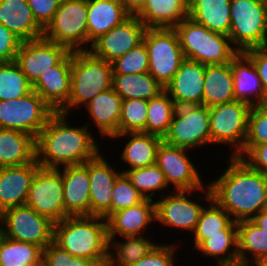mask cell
I'll return each mask as SVG.
<instances>
[{"instance_id": "cell-1", "label": "cell", "mask_w": 267, "mask_h": 266, "mask_svg": "<svg viewBox=\"0 0 267 266\" xmlns=\"http://www.w3.org/2000/svg\"><path fill=\"white\" fill-rule=\"evenodd\" d=\"M226 171L209 184L212 199L235 222L251 220L267 199V175L251 168L242 158L230 157Z\"/></svg>"}, {"instance_id": "cell-2", "label": "cell", "mask_w": 267, "mask_h": 266, "mask_svg": "<svg viewBox=\"0 0 267 266\" xmlns=\"http://www.w3.org/2000/svg\"><path fill=\"white\" fill-rule=\"evenodd\" d=\"M68 115L55 112L35 140L36 160L42 168L80 165L95 158L100 146L88 129L69 125Z\"/></svg>"}, {"instance_id": "cell-3", "label": "cell", "mask_w": 267, "mask_h": 266, "mask_svg": "<svg viewBox=\"0 0 267 266\" xmlns=\"http://www.w3.org/2000/svg\"><path fill=\"white\" fill-rule=\"evenodd\" d=\"M53 242L72 256L106 266L108 260L107 221L97 216H68L53 226Z\"/></svg>"}, {"instance_id": "cell-4", "label": "cell", "mask_w": 267, "mask_h": 266, "mask_svg": "<svg viewBox=\"0 0 267 266\" xmlns=\"http://www.w3.org/2000/svg\"><path fill=\"white\" fill-rule=\"evenodd\" d=\"M112 64L89 50L72 51L71 86L67 105L60 113L86 106L95 96L112 88Z\"/></svg>"}, {"instance_id": "cell-5", "label": "cell", "mask_w": 267, "mask_h": 266, "mask_svg": "<svg viewBox=\"0 0 267 266\" xmlns=\"http://www.w3.org/2000/svg\"><path fill=\"white\" fill-rule=\"evenodd\" d=\"M174 30L186 59L204 65L225 64L238 53L227 35L211 31L189 17Z\"/></svg>"}, {"instance_id": "cell-6", "label": "cell", "mask_w": 267, "mask_h": 266, "mask_svg": "<svg viewBox=\"0 0 267 266\" xmlns=\"http://www.w3.org/2000/svg\"><path fill=\"white\" fill-rule=\"evenodd\" d=\"M228 37L238 52L267 46V0H230Z\"/></svg>"}, {"instance_id": "cell-7", "label": "cell", "mask_w": 267, "mask_h": 266, "mask_svg": "<svg viewBox=\"0 0 267 266\" xmlns=\"http://www.w3.org/2000/svg\"><path fill=\"white\" fill-rule=\"evenodd\" d=\"M43 37L70 51L89 50L84 48L88 45L87 0H61Z\"/></svg>"}, {"instance_id": "cell-8", "label": "cell", "mask_w": 267, "mask_h": 266, "mask_svg": "<svg viewBox=\"0 0 267 266\" xmlns=\"http://www.w3.org/2000/svg\"><path fill=\"white\" fill-rule=\"evenodd\" d=\"M149 59L148 73L164 88L185 59L174 28H147L143 37Z\"/></svg>"}, {"instance_id": "cell-9", "label": "cell", "mask_w": 267, "mask_h": 266, "mask_svg": "<svg viewBox=\"0 0 267 266\" xmlns=\"http://www.w3.org/2000/svg\"><path fill=\"white\" fill-rule=\"evenodd\" d=\"M53 109L33 90L12 100H0V128L17 130L35 140L54 114Z\"/></svg>"}, {"instance_id": "cell-10", "label": "cell", "mask_w": 267, "mask_h": 266, "mask_svg": "<svg viewBox=\"0 0 267 266\" xmlns=\"http://www.w3.org/2000/svg\"><path fill=\"white\" fill-rule=\"evenodd\" d=\"M251 107L237 100L209 107L211 144L231 145L236 156L244 146Z\"/></svg>"}, {"instance_id": "cell-11", "label": "cell", "mask_w": 267, "mask_h": 266, "mask_svg": "<svg viewBox=\"0 0 267 266\" xmlns=\"http://www.w3.org/2000/svg\"><path fill=\"white\" fill-rule=\"evenodd\" d=\"M163 141L188 150L211 144L209 107L205 105L176 107Z\"/></svg>"}, {"instance_id": "cell-12", "label": "cell", "mask_w": 267, "mask_h": 266, "mask_svg": "<svg viewBox=\"0 0 267 266\" xmlns=\"http://www.w3.org/2000/svg\"><path fill=\"white\" fill-rule=\"evenodd\" d=\"M0 224V233L12 240L33 243L42 249L53 241L54 223L27 205L3 211Z\"/></svg>"}, {"instance_id": "cell-13", "label": "cell", "mask_w": 267, "mask_h": 266, "mask_svg": "<svg viewBox=\"0 0 267 266\" xmlns=\"http://www.w3.org/2000/svg\"><path fill=\"white\" fill-rule=\"evenodd\" d=\"M25 205L54 224L67 218L62 173L56 168L40 167L30 184Z\"/></svg>"}, {"instance_id": "cell-14", "label": "cell", "mask_w": 267, "mask_h": 266, "mask_svg": "<svg viewBox=\"0 0 267 266\" xmlns=\"http://www.w3.org/2000/svg\"><path fill=\"white\" fill-rule=\"evenodd\" d=\"M195 191L205 192V187L198 190H176L175 193L170 192L168 195L162 194L161 198L158 197V201L155 202V222L171 229L193 233L205 207V204H199L197 200L191 199L190 195Z\"/></svg>"}, {"instance_id": "cell-15", "label": "cell", "mask_w": 267, "mask_h": 266, "mask_svg": "<svg viewBox=\"0 0 267 266\" xmlns=\"http://www.w3.org/2000/svg\"><path fill=\"white\" fill-rule=\"evenodd\" d=\"M186 152L190 150L169 145L164 141L158 147L156 164L164 173L167 185L173 187V191L198 190L205 187L201 174L199 175Z\"/></svg>"}, {"instance_id": "cell-16", "label": "cell", "mask_w": 267, "mask_h": 266, "mask_svg": "<svg viewBox=\"0 0 267 266\" xmlns=\"http://www.w3.org/2000/svg\"><path fill=\"white\" fill-rule=\"evenodd\" d=\"M71 51L44 37L22 41L15 62L33 85L42 73L58 65Z\"/></svg>"}, {"instance_id": "cell-17", "label": "cell", "mask_w": 267, "mask_h": 266, "mask_svg": "<svg viewBox=\"0 0 267 266\" xmlns=\"http://www.w3.org/2000/svg\"><path fill=\"white\" fill-rule=\"evenodd\" d=\"M146 29L147 27L137 16H130L123 23L96 39L89 51L95 57L112 63L142 43Z\"/></svg>"}, {"instance_id": "cell-18", "label": "cell", "mask_w": 267, "mask_h": 266, "mask_svg": "<svg viewBox=\"0 0 267 266\" xmlns=\"http://www.w3.org/2000/svg\"><path fill=\"white\" fill-rule=\"evenodd\" d=\"M100 152L88 161L90 179V216L107 219L111 215L112 190L122 173L108 163Z\"/></svg>"}, {"instance_id": "cell-19", "label": "cell", "mask_w": 267, "mask_h": 266, "mask_svg": "<svg viewBox=\"0 0 267 266\" xmlns=\"http://www.w3.org/2000/svg\"><path fill=\"white\" fill-rule=\"evenodd\" d=\"M205 65L184 59L165 91L176 107L203 105Z\"/></svg>"}, {"instance_id": "cell-20", "label": "cell", "mask_w": 267, "mask_h": 266, "mask_svg": "<svg viewBox=\"0 0 267 266\" xmlns=\"http://www.w3.org/2000/svg\"><path fill=\"white\" fill-rule=\"evenodd\" d=\"M72 51L58 64L42 73L32 89L53 109L60 112L68 103L71 86Z\"/></svg>"}, {"instance_id": "cell-21", "label": "cell", "mask_w": 267, "mask_h": 266, "mask_svg": "<svg viewBox=\"0 0 267 266\" xmlns=\"http://www.w3.org/2000/svg\"><path fill=\"white\" fill-rule=\"evenodd\" d=\"M57 168L62 173L65 213L68 216L90 215V179L88 161Z\"/></svg>"}, {"instance_id": "cell-22", "label": "cell", "mask_w": 267, "mask_h": 266, "mask_svg": "<svg viewBox=\"0 0 267 266\" xmlns=\"http://www.w3.org/2000/svg\"><path fill=\"white\" fill-rule=\"evenodd\" d=\"M39 168L36 159L25 165L0 168V214L25 205L30 184Z\"/></svg>"}, {"instance_id": "cell-23", "label": "cell", "mask_w": 267, "mask_h": 266, "mask_svg": "<svg viewBox=\"0 0 267 266\" xmlns=\"http://www.w3.org/2000/svg\"><path fill=\"white\" fill-rule=\"evenodd\" d=\"M155 201L156 197L145 198L137 205L112 213L106 219L108 238L144 235L143 231L156 221Z\"/></svg>"}, {"instance_id": "cell-24", "label": "cell", "mask_w": 267, "mask_h": 266, "mask_svg": "<svg viewBox=\"0 0 267 266\" xmlns=\"http://www.w3.org/2000/svg\"><path fill=\"white\" fill-rule=\"evenodd\" d=\"M231 71L235 100L250 106L267 104V96L254 63L245 52H238L232 58Z\"/></svg>"}, {"instance_id": "cell-25", "label": "cell", "mask_w": 267, "mask_h": 266, "mask_svg": "<svg viewBox=\"0 0 267 266\" xmlns=\"http://www.w3.org/2000/svg\"><path fill=\"white\" fill-rule=\"evenodd\" d=\"M0 23L22 41L43 37L27 0H0Z\"/></svg>"}, {"instance_id": "cell-26", "label": "cell", "mask_w": 267, "mask_h": 266, "mask_svg": "<svg viewBox=\"0 0 267 266\" xmlns=\"http://www.w3.org/2000/svg\"><path fill=\"white\" fill-rule=\"evenodd\" d=\"M130 16L119 0H87L89 46L101 35L120 25Z\"/></svg>"}, {"instance_id": "cell-27", "label": "cell", "mask_w": 267, "mask_h": 266, "mask_svg": "<svg viewBox=\"0 0 267 266\" xmlns=\"http://www.w3.org/2000/svg\"><path fill=\"white\" fill-rule=\"evenodd\" d=\"M122 101V98L110 88L95 96L85 106L101 137L112 138L119 134Z\"/></svg>"}, {"instance_id": "cell-28", "label": "cell", "mask_w": 267, "mask_h": 266, "mask_svg": "<svg viewBox=\"0 0 267 266\" xmlns=\"http://www.w3.org/2000/svg\"><path fill=\"white\" fill-rule=\"evenodd\" d=\"M128 136L122 154L121 160L128 165L127 170L122 169V173L135 168L147 167L156 163L157 150L163 138L157 135L148 134L144 132H128L123 134H116L112 137L117 139Z\"/></svg>"}, {"instance_id": "cell-29", "label": "cell", "mask_w": 267, "mask_h": 266, "mask_svg": "<svg viewBox=\"0 0 267 266\" xmlns=\"http://www.w3.org/2000/svg\"><path fill=\"white\" fill-rule=\"evenodd\" d=\"M136 16L147 28H175L188 17V0H146Z\"/></svg>"}, {"instance_id": "cell-30", "label": "cell", "mask_w": 267, "mask_h": 266, "mask_svg": "<svg viewBox=\"0 0 267 266\" xmlns=\"http://www.w3.org/2000/svg\"><path fill=\"white\" fill-rule=\"evenodd\" d=\"M35 159V139L31 135L0 128V168L25 165Z\"/></svg>"}, {"instance_id": "cell-31", "label": "cell", "mask_w": 267, "mask_h": 266, "mask_svg": "<svg viewBox=\"0 0 267 266\" xmlns=\"http://www.w3.org/2000/svg\"><path fill=\"white\" fill-rule=\"evenodd\" d=\"M188 17L211 31L230 32V0H188Z\"/></svg>"}, {"instance_id": "cell-32", "label": "cell", "mask_w": 267, "mask_h": 266, "mask_svg": "<svg viewBox=\"0 0 267 266\" xmlns=\"http://www.w3.org/2000/svg\"><path fill=\"white\" fill-rule=\"evenodd\" d=\"M235 101L231 62L205 65L203 105L211 107Z\"/></svg>"}, {"instance_id": "cell-33", "label": "cell", "mask_w": 267, "mask_h": 266, "mask_svg": "<svg viewBox=\"0 0 267 266\" xmlns=\"http://www.w3.org/2000/svg\"><path fill=\"white\" fill-rule=\"evenodd\" d=\"M205 257L217 259V266H239L238 228L233 221L221 234L206 235L196 248Z\"/></svg>"}, {"instance_id": "cell-34", "label": "cell", "mask_w": 267, "mask_h": 266, "mask_svg": "<svg viewBox=\"0 0 267 266\" xmlns=\"http://www.w3.org/2000/svg\"><path fill=\"white\" fill-rule=\"evenodd\" d=\"M237 228L239 266L254 265L261 258L267 256L266 230L261 229L252 220L237 222ZM250 255L252 259L249 258Z\"/></svg>"}, {"instance_id": "cell-35", "label": "cell", "mask_w": 267, "mask_h": 266, "mask_svg": "<svg viewBox=\"0 0 267 266\" xmlns=\"http://www.w3.org/2000/svg\"><path fill=\"white\" fill-rule=\"evenodd\" d=\"M112 89L122 98L150 100L164 87L148 72L142 74H112Z\"/></svg>"}, {"instance_id": "cell-36", "label": "cell", "mask_w": 267, "mask_h": 266, "mask_svg": "<svg viewBox=\"0 0 267 266\" xmlns=\"http://www.w3.org/2000/svg\"><path fill=\"white\" fill-rule=\"evenodd\" d=\"M201 199L208 202L209 206L204 207L200 218L192 233L194 249H196L205 239L206 235L221 234L232 222L231 216L220 207L213 199L209 184L205 185V193Z\"/></svg>"}, {"instance_id": "cell-37", "label": "cell", "mask_w": 267, "mask_h": 266, "mask_svg": "<svg viewBox=\"0 0 267 266\" xmlns=\"http://www.w3.org/2000/svg\"><path fill=\"white\" fill-rule=\"evenodd\" d=\"M121 238L122 240L125 239V242H120L116 238H109V252L106 266H126L130 263L137 262L158 244L143 235Z\"/></svg>"}, {"instance_id": "cell-38", "label": "cell", "mask_w": 267, "mask_h": 266, "mask_svg": "<svg viewBox=\"0 0 267 266\" xmlns=\"http://www.w3.org/2000/svg\"><path fill=\"white\" fill-rule=\"evenodd\" d=\"M42 258L40 246L12 240L0 233V266H35L42 263Z\"/></svg>"}, {"instance_id": "cell-39", "label": "cell", "mask_w": 267, "mask_h": 266, "mask_svg": "<svg viewBox=\"0 0 267 266\" xmlns=\"http://www.w3.org/2000/svg\"><path fill=\"white\" fill-rule=\"evenodd\" d=\"M175 110L176 105L165 90L148 100L146 133L164 138L170 128Z\"/></svg>"}, {"instance_id": "cell-40", "label": "cell", "mask_w": 267, "mask_h": 266, "mask_svg": "<svg viewBox=\"0 0 267 266\" xmlns=\"http://www.w3.org/2000/svg\"><path fill=\"white\" fill-rule=\"evenodd\" d=\"M32 91V84L15 61L0 63V100L18 99Z\"/></svg>"}, {"instance_id": "cell-41", "label": "cell", "mask_w": 267, "mask_h": 266, "mask_svg": "<svg viewBox=\"0 0 267 266\" xmlns=\"http://www.w3.org/2000/svg\"><path fill=\"white\" fill-rule=\"evenodd\" d=\"M132 185L147 199H152L159 191H165L168 187L164 173L158 165L152 164L147 167L128 170L126 173Z\"/></svg>"}, {"instance_id": "cell-42", "label": "cell", "mask_w": 267, "mask_h": 266, "mask_svg": "<svg viewBox=\"0 0 267 266\" xmlns=\"http://www.w3.org/2000/svg\"><path fill=\"white\" fill-rule=\"evenodd\" d=\"M148 101L143 99H126L122 101L119 134L128 132L146 133Z\"/></svg>"}, {"instance_id": "cell-43", "label": "cell", "mask_w": 267, "mask_h": 266, "mask_svg": "<svg viewBox=\"0 0 267 266\" xmlns=\"http://www.w3.org/2000/svg\"><path fill=\"white\" fill-rule=\"evenodd\" d=\"M267 143V104L252 106L243 149L236 155L242 158L253 146Z\"/></svg>"}, {"instance_id": "cell-44", "label": "cell", "mask_w": 267, "mask_h": 266, "mask_svg": "<svg viewBox=\"0 0 267 266\" xmlns=\"http://www.w3.org/2000/svg\"><path fill=\"white\" fill-rule=\"evenodd\" d=\"M113 74H142L149 70L148 52L144 42L112 63Z\"/></svg>"}, {"instance_id": "cell-45", "label": "cell", "mask_w": 267, "mask_h": 266, "mask_svg": "<svg viewBox=\"0 0 267 266\" xmlns=\"http://www.w3.org/2000/svg\"><path fill=\"white\" fill-rule=\"evenodd\" d=\"M145 197L132 185L126 174L121 173L113 186L111 214L141 203Z\"/></svg>"}, {"instance_id": "cell-46", "label": "cell", "mask_w": 267, "mask_h": 266, "mask_svg": "<svg viewBox=\"0 0 267 266\" xmlns=\"http://www.w3.org/2000/svg\"><path fill=\"white\" fill-rule=\"evenodd\" d=\"M44 266H98L93 260L72 256L53 241L43 249Z\"/></svg>"}, {"instance_id": "cell-47", "label": "cell", "mask_w": 267, "mask_h": 266, "mask_svg": "<svg viewBox=\"0 0 267 266\" xmlns=\"http://www.w3.org/2000/svg\"><path fill=\"white\" fill-rule=\"evenodd\" d=\"M177 247V244L165 245L159 242L146 256L126 266H176L174 261Z\"/></svg>"}, {"instance_id": "cell-48", "label": "cell", "mask_w": 267, "mask_h": 266, "mask_svg": "<svg viewBox=\"0 0 267 266\" xmlns=\"http://www.w3.org/2000/svg\"><path fill=\"white\" fill-rule=\"evenodd\" d=\"M36 22L45 29L52 21L61 0H27Z\"/></svg>"}, {"instance_id": "cell-49", "label": "cell", "mask_w": 267, "mask_h": 266, "mask_svg": "<svg viewBox=\"0 0 267 266\" xmlns=\"http://www.w3.org/2000/svg\"><path fill=\"white\" fill-rule=\"evenodd\" d=\"M22 40L0 23V63L15 60Z\"/></svg>"}, {"instance_id": "cell-50", "label": "cell", "mask_w": 267, "mask_h": 266, "mask_svg": "<svg viewBox=\"0 0 267 266\" xmlns=\"http://www.w3.org/2000/svg\"><path fill=\"white\" fill-rule=\"evenodd\" d=\"M242 159L251 168L267 175V143L253 146Z\"/></svg>"}, {"instance_id": "cell-51", "label": "cell", "mask_w": 267, "mask_h": 266, "mask_svg": "<svg viewBox=\"0 0 267 266\" xmlns=\"http://www.w3.org/2000/svg\"><path fill=\"white\" fill-rule=\"evenodd\" d=\"M245 53L252 59L267 96V46L252 48Z\"/></svg>"}, {"instance_id": "cell-52", "label": "cell", "mask_w": 267, "mask_h": 266, "mask_svg": "<svg viewBox=\"0 0 267 266\" xmlns=\"http://www.w3.org/2000/svg\"><path fill=\"white\" fill-rule=\"evenodd\" d=\"M146 0H119L124 9L131 15L136 16L144 7Z\"/></svg>"}, {"instance_id": "cell-53", "label": "cell", "mask_w": 267, "mask_h": 266, "mask_svg": "<svg viewBox=\"0 0 267 266\" xmlns=\"http://www.w3.org/2000/svg\"><path fill=\"white\" fill-rule=\"evenodd\" d=\"M256 225H258L261 229L267 231V214L263 213L262 211L255 215L251 219Z\"/></svg>"}, {"instance_id": "cell-54", "label": "cell", "mask_w": 267, "mask_h": 266, "mask_svg": "<svg viewBox=\"0 0 267 266\" xmlns=\"http://www.w3.org/2000/svg\"><path fill=\"white\" fill-rule=\"evenodd\" d=\"M255 266H267V256L261 258L256 264H254Z\"/></svg>"}, {"instance_id": "cell-55", "label": "cell", "mask_w": 267, "mask_h": 266, "mask_svg": "<svg viewBox=\"0 0 267 266\" xmlns=\"http://www.w3.org/2000/svg\"><path fill=\"white\" fill-rule=\"evenodd\" d=\"M262 212L267 214V199H266V202L264 203V206L262 208Z\"/></svg>"}, {"instance_id": "cell-56", "label": "cell", "mask_w": 267, "mask_h": 266, "mask_svg": "<svg viewBox=\"0 0 267 266\" xmlns=\"http://www.w3.org/2000/svg\"><path fill=\"white\" fill-rule=\"evenodd\" d=\"M35 266H44V263L42 262V263L35 265Z\"/></svg>"}]
</instances>
